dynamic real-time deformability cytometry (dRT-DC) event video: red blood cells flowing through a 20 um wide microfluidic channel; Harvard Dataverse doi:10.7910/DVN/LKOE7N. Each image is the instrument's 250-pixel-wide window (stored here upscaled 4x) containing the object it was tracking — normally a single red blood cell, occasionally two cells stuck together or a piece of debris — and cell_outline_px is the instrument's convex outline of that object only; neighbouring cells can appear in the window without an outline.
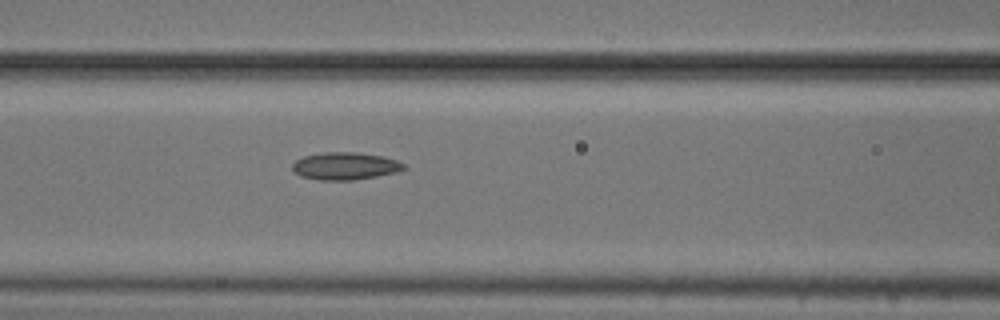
{"species": "common noctule bat (a hibernating species)", "species_latin": "Nyctalus noctula", "temperature_condition": "cold", "stored_images_in_passage": 5, "camera_frame_rate_fps": 3000, "um_per_image_px": 0.085, "animal": {"sex": "male", "body_mass_g": 20.5, "forearm_length_mm": 52.5}, "frame": {"image": 1, "passage_image": 5, "time_ms": 6.333, "image_size_px": [1000, 320], "cell_outline_px": [[408, 168], [396, 172], [376, 176], [352, 180], [320, 180], [300, 176], [292, 168], [292, 164], [296, 160], [304, 156], [324, 152], [356, 152], [384, 156], [396, 160], [404, 164]], "centroid_in_image_um": [29.35, 14.11], "position_along_channel_um": 137.3, "area_um2": 17.8}}